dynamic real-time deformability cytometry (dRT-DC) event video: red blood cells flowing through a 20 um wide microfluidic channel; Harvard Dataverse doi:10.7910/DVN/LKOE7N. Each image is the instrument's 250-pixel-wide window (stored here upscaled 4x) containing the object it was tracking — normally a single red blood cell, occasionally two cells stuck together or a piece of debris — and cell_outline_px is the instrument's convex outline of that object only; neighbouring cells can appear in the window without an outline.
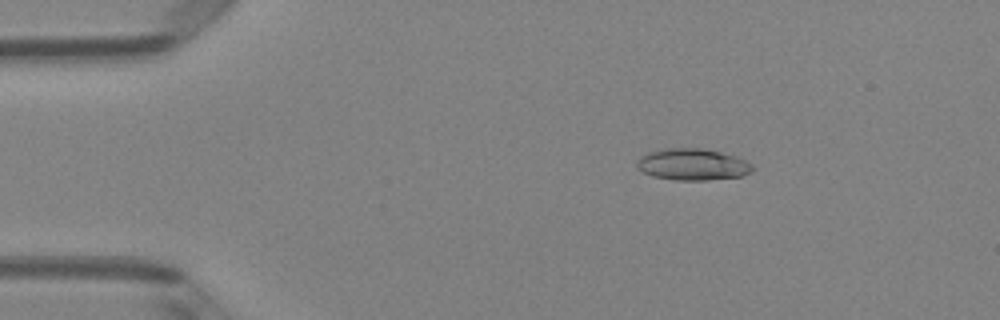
{"species": "Egyptian fruit bat (a non-hibernating species)", "species_latin": "Rousettus aegyptiacus", "temperature_condition": "room temperature", "stored_images_in_passage": 2, "camera_frame_rate_fps": 3000, "um_per_image_px": 0.085, "animal": {"sex": "female"}, "frame": {"image": 1, "passage_image": 1, "time_ms": 0.0, "image_size_px": [1000, 320], "cell_outline_px": [[752, 172], [740, 176], [708, 180], [676, 180], [652, 176], [636, 168], [636, 160], [640, 156], [648, 152], [664, 148], [704, 148], [736, 156], [752, 164]], "centroid_in_image_um": [58.83, 13.97], "position_along_channel_um": 26.2, "area_um2": 21.39}}